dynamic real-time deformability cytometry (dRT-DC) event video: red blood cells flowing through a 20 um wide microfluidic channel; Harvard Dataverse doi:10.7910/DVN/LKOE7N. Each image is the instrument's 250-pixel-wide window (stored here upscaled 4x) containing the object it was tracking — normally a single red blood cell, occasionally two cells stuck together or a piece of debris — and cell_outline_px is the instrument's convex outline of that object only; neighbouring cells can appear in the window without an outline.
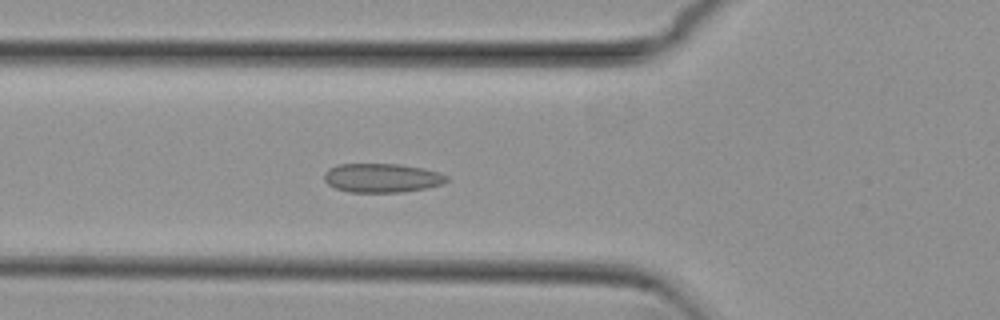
{"species": "common noctule bat (a hibernating species)", "species_latin": "Nyctalus noctula", "temperature_condition": "cold", "stored_images_in_passage": 53, "camera_frame_rate_fps": 3000, "um_per_image_px": 0.085, "animal": {"sex": "female", "body_mass_g": 29.2, "forearm_length_mm": 56.3}, "frame": {"image": 1, "passage_image": 18, "time_ms": 5.667, "image_size_px": [1000, 320], "cell_outline_px": [[448, 180], [444, 184], [428, 188], [404, 192], [348, 192], [336, 188], [328, 184], [324, 180], [324, 172], [328, 168], [336, 164], [400, 164], [424, 168], [440, 172], [448, 176]], "centroid_in_image_um": [32.49, 15.12], "position_along_channel_um": 93.3, "area_um2": 21.04}}
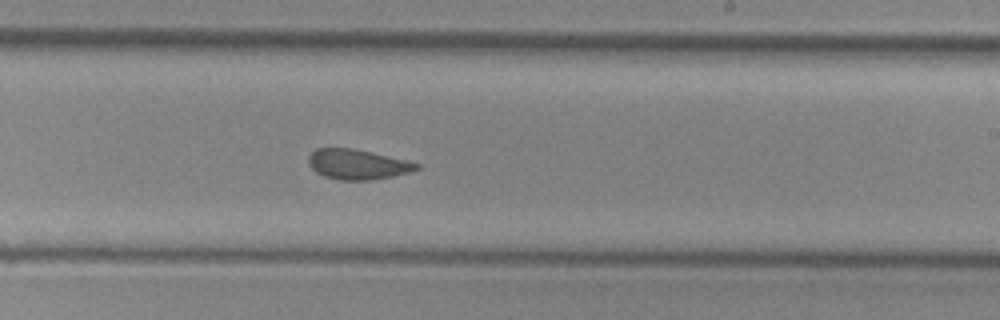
{"frame": {"image": 2, "passage_image": 31, "time_ms": 10.0, "image_size_px": [1000, 320], "cell_outline_px": [[420, 168], [412, 172], [372, 180], [340, 180], [324, 176], [316, 172], [308, 164], [308, 156], [316, 148], [352, 148], [408, 160], [420, 164]], "centroid_in_image_um": [30.4, 13.97], "position_along_channel_um": 258.6, "area_um2": 19.02}}
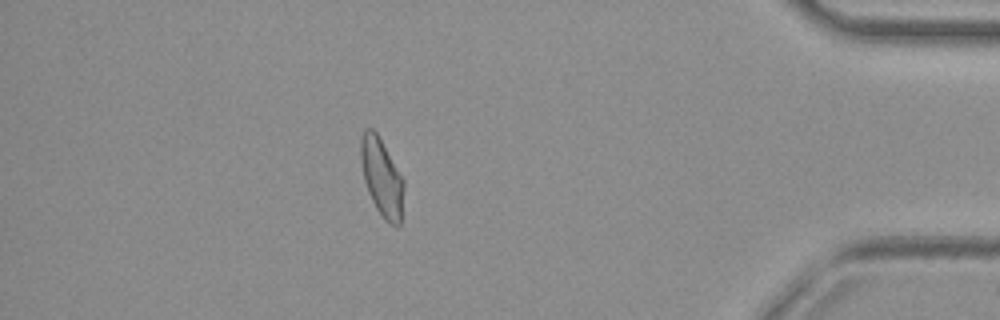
{"frame": {"image": 3, "passage_image": 46, "time_ms": 15.0, "image_size_px": [1000, 320], "cell_outline_px": [[404, 188], [400, 224], [396, 228], [384, 220], [376, 208], [368, 192], [364, 180], [360, 156], [360, 136], [364, 128], [372, 128], [376, 132], [404, 180]], "centroid_in_image_um": [32.44, 15.08], "position_along_channel_um": 402.8, "area_um2": 19.54}, "authors_computed_cell_mechanics": {"area_um2": 20.2878, "velocity_mm_per_s": 3.8162, "shape_relaxation_time_tau1_ms": null, "shape_relaxation_time_tau2_ms": 2.0407, "deformation_change_tau1": null, "deformation_change_tau2": 0.0661}}